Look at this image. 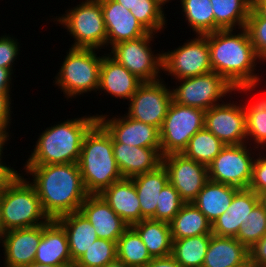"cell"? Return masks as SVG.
Instances as JSON below:
<instances>
[{
  "mask_svg": "<svg viewBox=\"0 0 266 267\" xmlns=\"http://www.w3.org/2000/svg\"><path fill=\"white\" fill-rule=\"evenodd\" d=\"M235 32L226 29L207 34L210 63L213 72L222 76L237 93L246 92L248 95L247 92L251 94L261 82V76L255 71L260 59L247 29L241 28L237 34Z\"/></svg>",
  "mask_w": 266,
  "mask_h": 267,
  "instance_id": "6da1fadb",
  "label": "cell"
},
{
  "mask_svg": "<svg viewBox=\"0 0 266 267\" xmlns=\"http://www.w3.org/2000/svg\"><path fill=\"white\" fill-rule=\"evenodd\" d=\"M44 212L50 219L77 212L89 195L78 163L24 165Z\"/></svg>",
  "mask_w": 266,
  "mask_h": 267,
  "instance_id": "7a4b0ae2",
  "label": "cell"
},
{
  "mask_svg": "<svg viewBox=\"0 0 266 267\" xmlns=\"http://www.w3.org/2000/svg\"><path fill=\"white\" fill-rule=\"evenodd\" d=\"M97 115H85L47 127L39 135L25 165L78 163L85 134L97 122Z\"/></svg>",
  "mask_w": 266,
  "mask_h": 267,
  "instance_id": "3957f363",
  "label": "cell"
},
{
  "mask_svg": "<svg viewBox=\"0 0 266 267\" xmlns=\"http://www.w3.org/2000/svg\"><path fill=\"white\" fill-rule=\"evenodd\" d=\"M78 165L88 194H100L123 179L113 154L112 137L98 121L84 136Z\"/></svg>",
  "mask_w": 266,
  "mask_h": 267,
  "instance_id": "277c9868",
  "label": "cell"
},
{
  "mask_svg": "<svg viewBox=\"0 0 266 267\" xmlns=\"http://www.w3.org/2000/svg\"><path fill=\"white\" fill-rule=\"evenodd\" d=\"M18 173L0 195L2 232L43 225L51 219L44 212L35 187Z\"/></svg>",
  "mask_w": 266,
  "mask_h": 267,
  "instance_id": "5b68a950",
  "label": "cell"
},
{
  "mask_svg": "<svg viewBox=\"0 0 266 267\" xmlns=\"http://www.w3.org/2000/svg\"><path fill=\"white\" fill-rule=\"evenodd\" d=\"M99 49L72 48L66 52L62 66L53 80L67 100L88 92H96L99 87L102 55Z\"/></svg>",
  "mask_w": 266,
  "mask_h": 267,
  "instance_id": "8992f818",
  "label": "cell"
},
{
  "mask_svg": "<svg viewBox=\"0 0 266 267\" xmlns=\"http://www.w3.org/2000/svg\"><path fill=\"white\" fill-rule=\"evenodd\" d=\"M66 11L53 21L73 36L72 48L107 49V31L99 0H85Z\"/></svg>",
  "mask_w": 266,
  "mask_h": 267,
  "instance_id": "52a82bcc",
  "label": "cell"
},
{
  "mask_svg": "<svg viewBox=\"0 0 266 267\" xmlns=\"http://www.w3.org/2000/svg\"><path fill=\"white\" fill-rule=\"evenodd\" d=\"M205 110L172 101L160 128L161 154L182 153L190 139L204 128Z\"/></svg>",
  "mask_w": 266,
  "mask_h": 267,
  "instance_id": "ba28073f",
  "label": "cell"
},
{
  "mask_svg": "<svg viewBox=\"0 0 266 267\" xmlns=\"http://www.w3.org/2000/svg\"><path fill=\"white\" fill-rule=\"evenodd\" d=\"M154 36L157 35L149 33L133 40L119 42L109 49L111 52L108 54L141 81L160 80L163 55L160 51L157 54L152 51L151 41H154Z\"/></svg>",
  "mask_w": 266,
  "mask_h": 267,
  "instance_id": "9c48e42d",
  "label": "cell"
},
{
  "mask_svg": "<svg viewBox=\"0 0 266 267\" xmlns=\"http://www.w3.org/2000/svg\"><path fill=\"white\" fill-rule=\"evenodd\" d=\"M176 82H179V85L171 89L173 101L205 111L220 104L227 94L230 96L233 91L236 94V90L222 76L213 71L200 76L179 79Z\"/></svg>",
  "mask_w": 266,
  "mask_h": 267,
  "instance_id": "30bf717a",
  "label": "cell"
},
{
  "mask_svg": "<svg viewBox=\"0 0 266 267\" xmlns=\"http://www.w3.org/2000/svg\"><path fill=\"white\" fill-rule=\"evenodd\" d=\"M163 55L162 72L173 79H185L212 72L210 49L206 35H196L182 46ZM168 73V74H167Z\"/></svg>",
  "mask_w": 266,
  "mask_h": 267,
  "instance_id": "8fae6325",
  "label": "cell"
},
{
  "mask_svg": "<svg viewBox=\"0 0 266 267\" xmlns=\"http://www.w3.org/2000/svg\"><path fill=\"white\" fill-rule=\"evenodd\" d=\"M247 145L249 144L225 145L208 166V180L239 189H248L252 178L254 157L257 154L252 152L251 145L248 148Z\"/></svg>",
  "mask_w": 266,
  "mask_h": 267,
  "instance_id": "7c38bea8",
  "label": "cell"
},
{
  "mask_svg": "<svg viewBox=\"0 0 266 267\" xmlns=\"http://www.w3.org/2000/svg\"><path fill=\"white\" fill-rule=\"evenodd\" d=\"M163 79L143 82L128 101L127 116L159 130L173 101L172 90ZM169 87V88H168Z\"/></svg>",
  "mask_w": 266,
  "mask_h": 267,
  "instance_id": "4fadbf2b",
  "label": "cell"
},
{
  "mask_svg": "<svg viewBox=\"0 0 266 267\" xmlns=\"http://www.w3.org/2000/svg\"><path fill=\"white\" fill-rule=\"evenodd\" d=\"M230 102V103H229ZM222 101L205 111L204 127L224 145L247 143V123L244 104Z\"/></svg>",
  "mask_w": 266,
  "mask_h": 267,
  "instance_id": "5bb4252c",
  "label": "cell"
},
{
  "mask_svg": "<svg viewBox=\"0 0 266 267\" xmlns=\"http://www.w3.org/2000/svg\"><path fill=\"white\" fill-rule=\"evenodd\" d=\"M162 164L168 173L169 182L185 202H193L208 181V167L182 153L163 156Z\"/></svg>",
  "mask_w": 266,
  "mask_h": 267,
  "instance_id": "9a60e30c",
  "label": "cell"
},
{
  "mask_svg": "<svg viewBox=\"0 0 266 267\" xmlns=\"http://www.w3.org/2000/svg\"><path fill=\"white\" fill-rule=\"evenodd\" d=\"M97 115V121L118 143L132 147L161 148L160 130L150 124L119 115Z\"/></svg>",
  "mask_w": 266,
  "mask_h": 267,
  "instance_id": "2e32d148",
  "label": "cell"
},
{
  "mask_svg": "<svg viewBox=\"0 0 266 267\" xmlns=\"http://www.w3.org/2000/svg\"><path fill=\"white\" fill-rule=\"evenodd\" d=\"M107 31V46L147 35L148 32L130 10L115 0H99Z\"/></svg>",
  "mask_w": 266,
  "mask_h": 267,
  "instance_id": "e0dca14e",
  "label": "cell"
},
{
  "mask_svg": "<svg viewBox=\"0 0 266 267\" xmlns=\"http://www.w3.org/2000/svg\"><path fill=\"white\" fill-rule=\"evenodd\" d=\"M42 237V225L3 233L4 267H21L34 262Z\"/></svg>",
  "mask_w": 266,
  "mask_h": 267,
  "instance_id": "ac0fdd59",
  "label": "cell"
},
{
  "mask_svg": "<svg viewBox=\"0 0 266 267\" xmlns=\"http://www.w3.org/2000/svg\"><path fill=\"white\" fill-rule=\"evenodd\" d=\"M93 225L100 239L117 243L129 225L116 214L99 194H89L79 210Z\"/></svg>",
  "mask_w": 266,
  "mask_h": 267,
  "instance_id": "d6986e66",
  "label": "cell"
},
{
  "mask_svg": "<svg viewBox=\"0 0 266 267\" xmlns=\"http://www.w3.org/2000/svg\"><path fill=\"white\" fill-rule=\"evenodd\" d=\"M143 83L136 75L132 74L123 65L118 63L108 53L102 55L99 87L98 90L104 91L110 97L130 100L138 87Z\"/></svg>",
  "mask_w": 266,
  "mask_h": 267,
  "instance_id": "ffe728a7",
  "label": "cell"
},
{
  "mask_svg": "<svg viewBox=\"0 0 266 267\" xmlns=\"http://www.w3.org/2000/svg\"><path fill=\"white\" fill-rule=\"evenodd\" d=\"M113 154L123 178L153 171L162 165L161 148L132 147L112 138Z\"/></svg>",
  "mask_w": 266,
  "mask_h": 267,
  "instance_id": "44dd1931",
  "label": "cell"
},
{
  "mask_svg": "<svg viewBox=\"0 0 266 267\" xmlns=\"http://www.w3.org/2000/svg\"><path fill=\"white\" fill-rule=\"evenodd\" d=\"M34 262L43 265L74 266L65 230L55 219L42 225V237Z\"/></svg>",
  "mask_w": 266,
  "mask_h": 267,
  "instance_id": "7402d4cb",
  "label": "cell"
},
{
  "mask_svg": "<svg viewBox=\"0 0 266 267\" xmlns=\"http://www.w3.org/2000/svg\"><path fill=\"white\" fill-rule=\"evenodd\" d=\"M259 203V195L250 189H239L227 211L212 223V234L237 237L240 226L248 222L251 210Z\"/></svg>",
  "mask_w": 266,
  "mask_h": 267,
  "instance_id": "603a6c76",
  "label": "cell"
},
{
  "mask_svg": "<svg viewBox=\"0 0 266 267\" xmlns=\"http://www.w3.org/2000/svg\"><path fill=\"white\" fill-rule=\"evenodd\" d=\"M99 195L129 226L144 219L132 179L123 178L114 182Z\"/></svg>",
  "mask_w": 266,
  "mask_h": 267,
  "instance_id": "cb8c5ba5",
  "label": "cell"
},
{
  "mask_svg": "<svg viewBox=\"0 0 266 267\" xmlns=\"http://www.w3.org/2000/svg\"><path fill=\"white\" fill-rule=\"evenodd\" d=\"M249 249L236 237L212 234L202 267H245Z\"/></svg>",
  "mask_w": 266,
  "mask_h": 267,
  "instance_id": "d4e9b609",
  "label": "cell"
},
{
  "mask_svg": "<svg viewBox=\"0 0 266 267\" xmlns=\"http://www.w3.org/2000/svg\"><path fill=\"white\" fill-rule=\"evenodd\" d=\"M131 179L136 188L142 217L155 220L160 192L169 182L166 168L162 164L153 171L137 175Z\"/></svg>",
  "mask_w": 266,
  "mask_h": 267,
  "instance_id": "484cf974",
  "label": "cell"
},
{
  "mask_svg": "<svg viewBox=\"0 0 266 267\" xmlns=\"http://www.w3.org/2000/svg\"><path fill=\"white\" fill-rule=\"evenodd\" d=\"M55 220L65 230L71 258L75 263L98 239L95 228L80 211L62 215Z\"/></svg>",
  "mask_w": 266,
  "mask_h": 267,
  "instance_id": "4316f807",
  "label": "cell"
},
{
  "mask_svg": "<svg viewBox=\"0 0 266 267\" xmlns=\"http://www.w3.org/2000/svg\"><path fill=\"white\" fill-rule=\"evenodd\" d=\"M238 190L235 186L208 180L193 203L212 224L227 211Z\"/></svg>",
  "mask_w": 266,
  "mask_h": 267,
  "instance_id": "83f0119b",
  "label": "cell"
},
{
  "mask_svg": "<svg viewBox=\"0 0 266 267\" xmlns=\"http://www.w3.org/2000/svg\"><path fill=\"white\" fill-rule=\"evenodd\" d=\"M132 227L141 237L152 258L171 255L173 240L169 222L143 219Z\"/></svg>",
  "mask_w": 266,
  "mask_h": 267,
  "instance_id": "f1b7e54d",
  "label": "cell"
},
{
  "mask_svg": "<svg viewBox=\"0 0 266 267\" xmlns=\"http://www.w3.org/2000/svg\"><path fill=\"white\" fill-rule=\"evenodd\" d=\"M169 224L172 239L212 234V224L193 202L184 203Z\"/></svg>",
  "mask_w": 266,
  "mask_h": 267,
  "instance_id": "f546056e",
  "label": "cell"
},
{
  "mask_svg": "<svg viewBox=\"0 0 266 267\" xmlns=\"http://www.w3.org/2000/svg\"><path fill=\"white\" fill-rule=\"evenodd\" d=\"M215 18V31L245 28L252 0H210Z\"/></svg>",
  "mask_w": 266,
  "mask_h": 267,
  "instance_id": "4dcf8cb0",
  "label": "cell"
},
{
  "mask_svg": "<svg viewBox=\"0 0 266 267\" xmlns=\"http://www.w3.org/2000/svg\"><path fill=\"white\" fill-rule=\"evenodd\" d=\"M212 234L172 239L171 256L182 267H202Z\"/></svg>",
  "mask_w": 266,
  "mask_h": 267,
  "instance_id": "1f68e13d",
  "label": "cell"
},
{
  "mask_svg": "<svg viewBox=\"0 0 266 267\" xmlns=\"http://www.w3.org/2000/svg\"><path fill=\"white\" fill-rule=\"evenodd\" d=\"M188 26L196 35L215 32V18L210 0H180Z\"/></svg>",
  "mask_w": 266,
  "mask_h": 267,
  "instance_id": "d6a6232c",
  "label": "cell"
},
{
  "mask_svg": "<svg viewBox=\"0 0 266 267\" xmlns=\"http://www.w3.org/2000/svg\"><path fill=\"white\" fill-rule=\"evenodd\" d=\"M117 259L129 267H143L153 258L136 230L129 226L116 243Z\"/></svg>",
  "mask_w": 266,
  "mask_h": 267,
  "instance_id": "836d02e7",
  "label": "cell"
},
{
  "mask_svg": "<svg viewBox=\"0 0 266 267\" xmlns=\"http://www.w3.org/2000/svg\"><path fill=\"white\" fill-rule=\"evenodd\" d=\"M224 146L220 139L204 127L190 139L182 154L208 167Z\"/></svg>",
  "mask_w": 266,
  "mask_h": 267,
  "instance_id": "e575fe53",
  "label": "cell"
},
{
  "mask_svg": "<svg viewBox=\"0 0 266 267\" xmlns=\"http://www.w3.org/2000/svg\"><path fill=\"white\" fill-rule=\"evenodd\" d=\"M244 109L247 123V144H255L252 148L255 151L266 148V96L244 105Z\"/></svg>",
  "mask_w": 266,
  "mask_h": 267,
  "instance_id": "d590c367",
  "label": "cell"
},
{
  "mask_svg": "<svg viewBox=\"0 0 266 267\" xmlns=\"http://www.w3.org/2000/svg\"><path fill=\"white\" fill-rule=\"evenodd\" d=\"M163 7L158 0H134L130 12L148 32L158 34L167 28L166 8Z\"/></svg>",
  "mask_w": 266,
  "mask_h": 267,
  "instance_id": "8d00e7d4",
  "label": "cell"
},
{
  "mask_svg": "<svg viewBox=\"0 0 266 267\" xmlns=\"http://www.w3.org/2000/svg\"><path fill=\"white\" fill-rule=\"evenodd\" d=\"M117 258L116 242L98 238L73 267H104Z\"/></svg>",
  "mask_w": 266,
  "mask_h": 267,
  "instance_id": "74e56055",
  "label": "cell"
},
{
  "mask_svg": "<svg viewBox=\"0 0 266 267\" xmlns=\"http://www.w3.org/2000/svg\"><path fill=\"white\" fill-rule=\"evenodd\" d=\"M266 233V211L258 203L250 212L248 222L240 226V232L236 239L250 249Z\"/></svg>",
  "mask_w": 266,
  "mask_h": 267,
  "instance_id": "f35d334b",
  "label": "cell"
},
{
  "mask_svg": "<svg viewBox=\"0 0 266 267\" xmlns=\"http://www.w3.org/2000/svg\"><path fill=\"white\" fill-rule=\"evenodd\" d=\"M185 202L178 191L168 182L160 192L159 204L155 212V220L170 222L180 211Z\"/></svg>",
  "mask_w": 266,
  "mask_h": 267,
  "instance_id": "ab89813d",
  "label": "cell"
},
{
  "mask_svg": "<svg viewBox=\"0 0 266 267\" xmlns=\"http://www.w3.org/2000/svg\"><path fill=\"white\" fill-rule=\"evenodd\" d=\"M260 63L266 62V18L261 17L252 7L246 27Z\"/></svg>",
  "mask_w": 266,
  "mask_h": 267,
  "instance_id": "60d3db41",
  "label": "cell"
},
{
  "mask_svg": "<svg viewBox=\"0 0 266 267\" xmlns=\"http://www.w3.org/2000/svg\"><path fill=\"white\" fill-rule=\"evenodd\" d=\"M18 39H15L11 35H1L0 37V67L8 68L13 71L14 61L20 55L21 48ZM13 65V66H12Z\"/></svg>",
  "mask_w": 266,
  "mask_h": 267,
  "instance_id": "b9f144b4",
  "label": "cell"
},
{
  "mask_svg": "<svg viewBox=\"0 0 266 267\" xmlns=\"http://www.w3.org/2000/svg\"><path fill=\"white\" fill-rule=\"evenodd\" d=\"M258 151L253 164L251 182L248 187V189L254 191L256 194L266 190V154L261 150L263 153L261 155L260 150Z\"/></svg>",
  "mask_w": 266,
  "mask_h": 267,
  "instance_id": "7bdbcfd3",
  "label": "cell"
},
{
  "mask_svg": "<svg viewBox=\"0 0 266 267\" xmlns=\"http://www.w3.org/2000/svg\"><path fill=\"white\" fill-rule=\"evenodd\" d=\"M11 93H0V132L5 134L9 139L10 138V123H11V114L13 113L11 103L12 100L10 96Z\"/></svg>",
  "mask_w": 266,
  "mask_h": 267,
  "instance_id": "ee69618b",
  "label": "cell"
},
{
  "mask_svg": "<svg viewBox=\"0 0 266 267\" xmlns=\"http://www.w3.org/2000/svg\"><path fill=\"white\" fill-rule=\"evenodd\" d=\"M249 263L254 267H266V233L249 249Z\"/></svg>",
  "mask_w": 266,
  "mask_h": 267,
  "instance_id": "f6af8a7d",
  "label": "cell"
},
{
  "mask_svg": "<svg viewBox=\"0 0 266 267\" xmlns=\"http://www.w3.org/2000/svg\"><path fill=\"white\" fill-rule=\"evenodd\" d=\"M18 173L17 170L10 165L8 166L0 159V195Z\"/></svg>",
  "mask_w": 266,
  "mask_h": 267,
  "instance_id": "bcb514c9",
  "label": "cell"
},
{
  "mask_svg": "<svg viewBox=\"0 0 266 267\" xmlns=\"http://www.w3.org/2000/svg\"><path fill=\"white\" fill-rule=\"evenodd\" d=\"M13 74L11 69L0 67V93H11Z\"/></svg>",
  "mask_w": 266,
  "mask_h": 267,
  "instance_id": "7dc6e473",
  "label": "cell"
},
{
  "mask_svg": "<svg viewBox=\"0 0 266 267\" xmlns=\"http://www.w3.org/2000/svg\"><path fill=\"white\" fill-rule=\"evenodd\" d=\"M143 267H182L171 255L153 258Z\"/></svg>",
  "mask_w": 266,
  "mask_h": 267,
  "instance_id": "c3c4849f",
  "label": "cell"
},
{
  "mask_svg": "<svg viewBox=\"0 0 266 267\" xmlns=\"http://www.w3.org/2000/svg\"><path fill=\"white\" fill-rule=\"evenodd\" d=\"M252 8L261 16L266 18V0H252Z\"/></svg>",
  "mask_w": 266,
  "mask_h": 267,
  "instance_id": "681fc988",
  "label": "cell"
},
{
  "mask_svg": "<svg viewBox=\"0 0 266 267\" xmlns=\"http://www.w3.org/2000/svg\"><path fill=\"white\" fill-rule=\"evenodd\" d=\"M10 140L5 134L0 132V159L4 158V147L5 144H8L7 141ZM3 154V155H2Z\"/></svg>",
  "mask_w": 266,
  "mask_h": 267,
  "instance_id": "f907efd6",
  "label": "cell"
},
{
  "mask_svg": "<svg viewBox=\"0 0 266 267\" xmlns=\"http://www.w3.org/2000/svg\"><path fill=\"white\" fill-rule=\"evenodd\" d=\"M104 267H129L123 261L115 259L112 262L107 263Z\"/></svg>",
  "mask_w": 266,
  "mask_h": 267,
  "instance_id": "816d5d0a",
  "label": "cell"
},
{
  "mask_svg": "<svg viewBox=\"0 0 266 267\" xmlns=\"http://www.w3.org/2000/svg\"><path fill=\"white\" fill-rule=\"evenodd\" d=\"M120 5H123L126 9L131 10L133 9V2L134 0H115Z\"/></svg>",
  "mask_w": 266,
  "mask_h": 267,
  "instance_id": "f5cc1de1",
  "label": "cell"
},
{
  "mask_svg": "<svg viewBox=\"0 0 266 267\" xmlns=\"http://www.w3.org/2000/svg\"><path fill=\"white\" fill-rule=\"evenodd\" d=\"M259 203L263 206L266 211V190L260 192L259 194Z\"/></svg>",
  "mask_w": 266,
  "mask_h": 267,
  "instance_id": "db71d44e",
  "label": "cell"
},
{
  "mask_svg": "<svg viewBox=\"0 0 266 267\" xmlns=\"http://www.w3.org/2000/svg\"><path fill=\"white\" fill-rule=\"evenodd\" d=\"M21 267H65V266H54V265H43L36 262L29 263L27 265L21 266Z\"/></svg>",
  "mask_w": 266,
  "mask_h": 267,
  "instance_id": "11a10c76",
  "label": "cell"
},
{
  "mask_svg": "<svg viewBox=\"0 0 266 267\" xmlns=\"http://www.w3.org/2000/svg\"><path fill=\"white\" fill-rule=\"evenodd\" d=\"M163 6L167 3H169V1L171 0H158Z\"/></svg>",
  "mask_w": 266,
  "mask_h": 267,
  "instance_id": "9f6ffc18",
  "label": "cell"
},
{
  "mask_svg": "<svg viewBox=\"0 0 266 267\" xmlns=\"http://www.w3.org/2000/svg\"><path fill=\"white\" fill-rule=\"evenodd\" d=\"M2 236H3V232H2V230H1V228H0V243H2ZM1 245V244H0Z\"/></svg>",
  "mask_w": 266,
  "mask_h": 267,
  "instance_id": "6f0895ef",
  "label": "cell"
},
{
  "mask_svg": "<svg viewBox=\"0 0 266 267\" xmlns=\"http://www.w3.org/2000/svg\"><path fill=\"white\" fill-rule=\"evenodd\" d=\"M245 267H254L252 264H247Z\"/></svg>",
  "mask_w": 266,
  "mask_h": 267,
  "instance_id": "680465c9",
  "label": "cell"
}]
</instances>
